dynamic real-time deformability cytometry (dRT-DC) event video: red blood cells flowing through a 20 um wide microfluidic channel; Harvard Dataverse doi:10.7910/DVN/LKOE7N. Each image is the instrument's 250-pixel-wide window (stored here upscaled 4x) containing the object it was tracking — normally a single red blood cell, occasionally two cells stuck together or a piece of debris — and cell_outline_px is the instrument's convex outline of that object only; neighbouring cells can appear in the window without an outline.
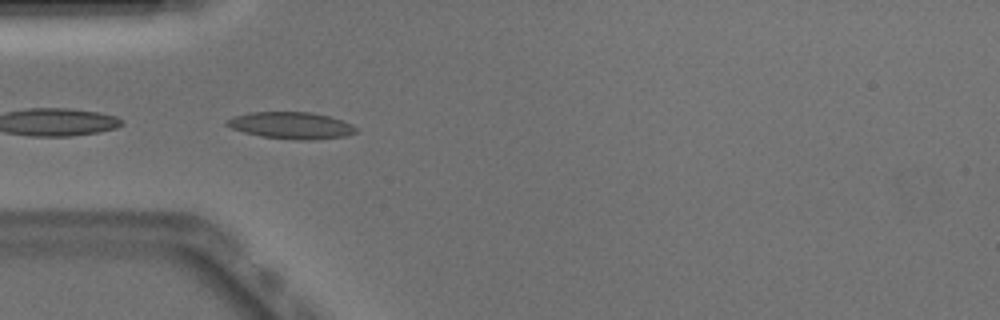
{"species": "Egyptian fruit bat (a non-hibernating species)", "species_latin": "Rousettus aegyptiacus", "temperature_condition": "warm", "stored_images_in_passage": 17, "segment_of_instrument_passage": [2, 2], "camera_frame_rate_fps": 3000, "um_per_image_px": 0.085, "animal": {"sex": "male"}, "frame": {"image": 1, "passage_image": 13, "time_ms": 4.0, "image_size_px": [1000, 320], "cell_outline_px": [[356, 132], [348, 136], [312, 140], [300, 140], [260, 136], [244, 132], [232, 128], [224, 124], [224, 120], [232, 116], [252, 112], [312, 112], [344, 120], [352, 124], [356, 128]], "centroid_in_image_um": [24.75, 10.66], "position_along_channel_um": 60.3, "area_um2": 20.35}}